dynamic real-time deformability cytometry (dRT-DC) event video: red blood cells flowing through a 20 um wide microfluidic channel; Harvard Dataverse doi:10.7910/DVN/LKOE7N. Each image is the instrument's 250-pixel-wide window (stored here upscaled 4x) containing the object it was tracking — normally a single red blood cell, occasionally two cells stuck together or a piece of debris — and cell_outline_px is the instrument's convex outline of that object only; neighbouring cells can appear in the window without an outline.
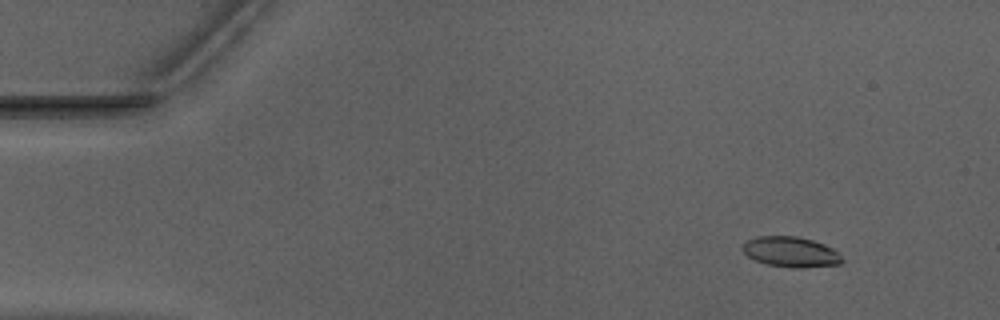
{"species": "Egyptian fruit bat (a non-hibernating species)", "species_latin": "Rousettus aegyptiacus", "temperature_condition": "warm", "stored_images_in_passage": 23, "camera_frame_rate_fps": 3000, "um_per_image_px": 0.085, "animal": {"sex": "male"}, "frame": {"image": 1, "passage_image": 3, "time_ms": 0.667, "image_size_px": [1000, 320], "cell_outline_px": [[844, 260], [840, 264], [796, 268], [768, 264], [756, 260], [748, 256], [740, 248], [748, 240], [756, 236], [796, 236], [812, 240], [824, 244], [832, 248]], "centroid_in_image_um": [67.2, 21.4], "position_along_channel_um": 17.8, "area_um2": 17.34}}
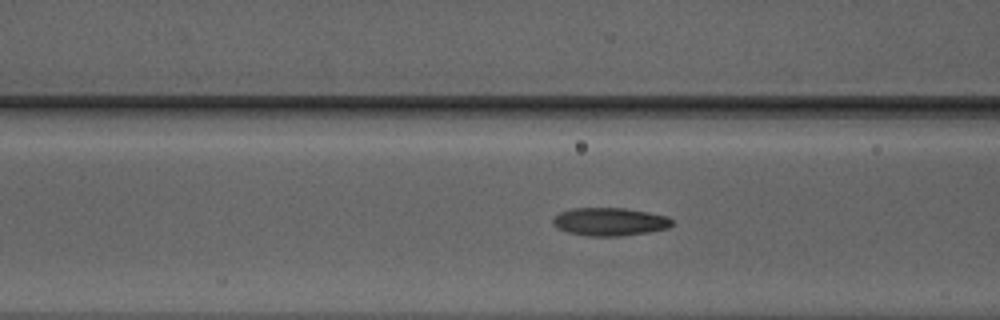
{"frame": {"image": 2, "passage_image": 18, "time_ms": 5.667, "image_size_px": [1000, 320], "cell_outline_px": [[672, 224], [668, 228], [648, 232], [620, 236], [588, 236], [568, 232], [556, 228], [552, 224], [552, 220], [560, 212], [572, 208], [624, 208], [648, 212], [668, 216], [672, 220]], "centroid_in_image_um": [51.81, 18.84], "position_along_channel_um": 114.8, "area_um2": 19.48}}
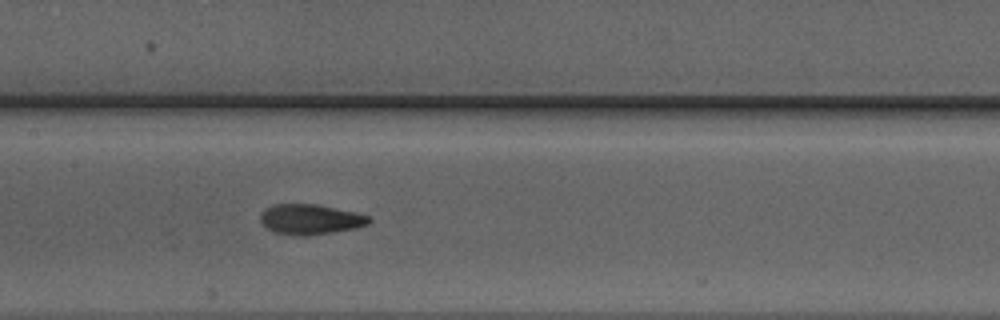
{"frame": {"image": 3, "passage_image": 23, "time_ms": 7.333, "image_size_px": [1000, 320], "cell_outline_px": [[372, 220], [368, 224], [356, 228], [332, 232], [304, 236], [272, 232], [260, 220], [260, 216], [264, 208], [272, 204], [316, 204], [352, 212], [368, 216]], "centroid_in_image_um": [26.34, 18.64], "position_along_channel_um": 181.1, "area_um2": 18.9}}